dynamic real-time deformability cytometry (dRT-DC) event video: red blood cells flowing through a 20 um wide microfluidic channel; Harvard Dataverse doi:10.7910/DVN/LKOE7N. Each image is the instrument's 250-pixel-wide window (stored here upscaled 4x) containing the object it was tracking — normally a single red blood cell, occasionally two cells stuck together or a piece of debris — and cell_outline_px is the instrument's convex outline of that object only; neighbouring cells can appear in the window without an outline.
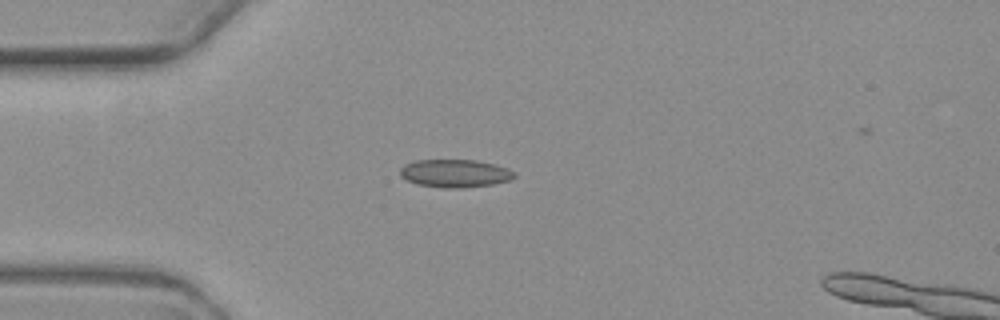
{"species": "common noctule bat (a hibernating species)", "species_latin": "Nyctalus noctula", "temperature_condition": "warm", "stored_images_in_passage": 6, "camera_frame_rate_fps": 3000, "um_per_image_px": 0.085, "animal": {"sex": "female", "body_mass_g": 19.3, "forearm_length_mm": 54.1}, "frame": {"image": 1, "passage_image": 5, "time_ms": 4.667, "image_size_px": [1000, 320], "cell_outline_px": [[516, 176], [508, 180], [492, 184], [460, 188], [444, 188], [416, 184], [400, 176], [400, 168], [404, 164], [416, 160], [476, 160], [508, 168]], "centroid_in_image_um": [38.62, 14.73], "position_along_channel_um": 46.4, "area_um2": 18.44}}
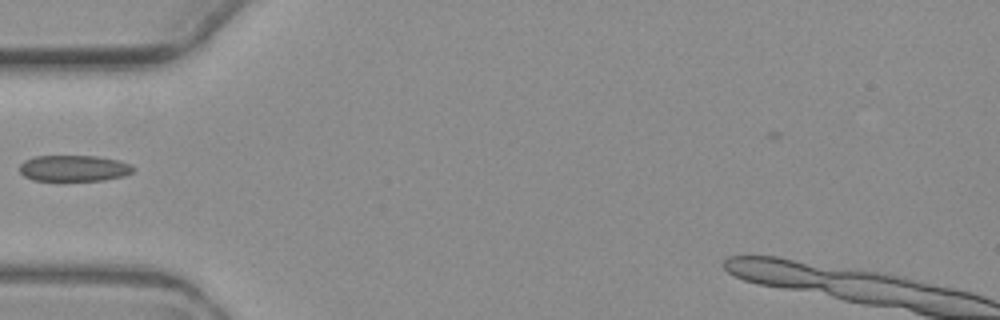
{"frame": {"image": 2, "passage_image": 6, "time_ms": 6.0, "image_size_px": [1000, 320], "cell_outline_px": [[136, 168], [132, 172], [124, 176], [104, 180], [32, 180], [24, 176], [20, 172], [20, 164], [24, 160], [36, 156], [96, 156], [120, 160], [132, 164]], "centroid_in_image_um": [6.32, 14.29], "position_along_channel_um": 78.7, "area_um2": 17.4}}